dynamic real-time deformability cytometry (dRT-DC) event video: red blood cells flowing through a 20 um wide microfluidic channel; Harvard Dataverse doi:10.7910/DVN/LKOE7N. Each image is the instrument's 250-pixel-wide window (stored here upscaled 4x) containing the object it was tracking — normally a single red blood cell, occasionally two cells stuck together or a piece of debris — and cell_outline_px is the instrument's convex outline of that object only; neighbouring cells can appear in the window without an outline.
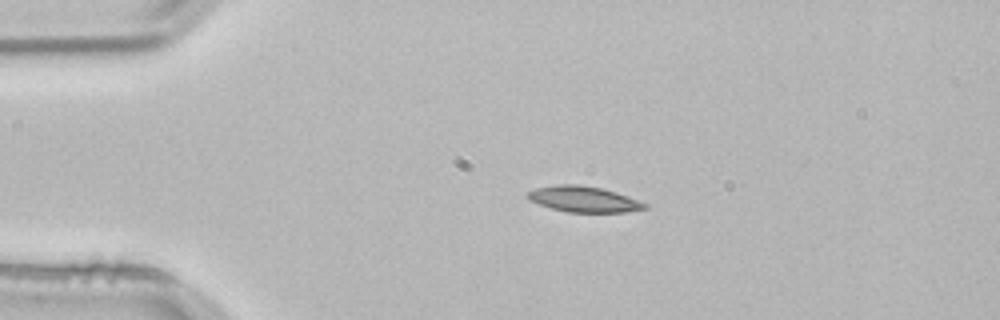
{"species": "common noctule bat (a hibernating species)", "species_latin": "Nyctalus noctula", "temperature_condition": "room temperature", "stored_images_in_passage": 2, "camera_frame_rate_fps": 3000, "um_per_image_px": 0.085, "animal": {"sex": "male", "body_mass_g": 21.5, "forearm_length_mm": 52.0}, "frame": {"image": 1, "passage_image": 1, "time_ms": 0.0, "image_size_px": [1000, 320], "cell_outline_px": [[648, 208], [624, 212], [568, 212], [552, 208], [528, 200], [528, 192], [536, 188], [556, 184], [580, 184], [604, 188], [616, 192], [648, 204]], "centroid_in_image_um": [49.63, 16.92], "position_along_channel_um": 35.4, "area_um2": 17.57}}
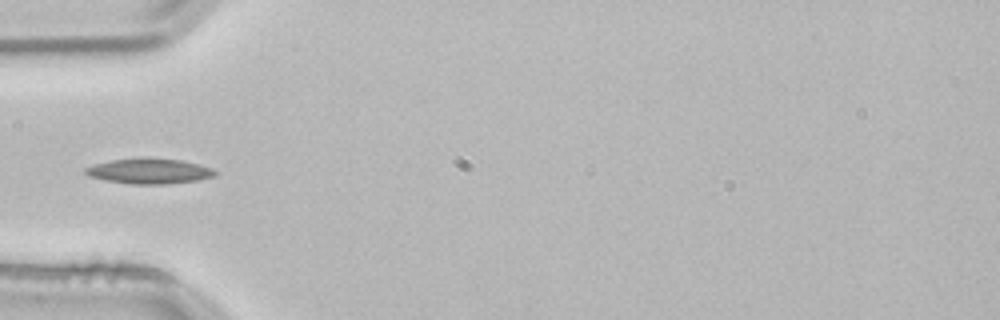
{"frame": {"image": 2, "passage_image": 2, "time_ms": 0.333, "image_size_px": [1000, 320], "cell_outline_px": [[220, 172], [216, 176], [196, 180], [168, 184], [132, 184], [104, 180], [88, 176], [84, 172], [84, 168], [92, 164], [112, 160], [140, 156], [148, 156], [180, 160], [212, 168]], "centroid_in_image_um": [12.66, 14.52], "position_along_channel_um": 72.3, "area_um2": 19.59}}